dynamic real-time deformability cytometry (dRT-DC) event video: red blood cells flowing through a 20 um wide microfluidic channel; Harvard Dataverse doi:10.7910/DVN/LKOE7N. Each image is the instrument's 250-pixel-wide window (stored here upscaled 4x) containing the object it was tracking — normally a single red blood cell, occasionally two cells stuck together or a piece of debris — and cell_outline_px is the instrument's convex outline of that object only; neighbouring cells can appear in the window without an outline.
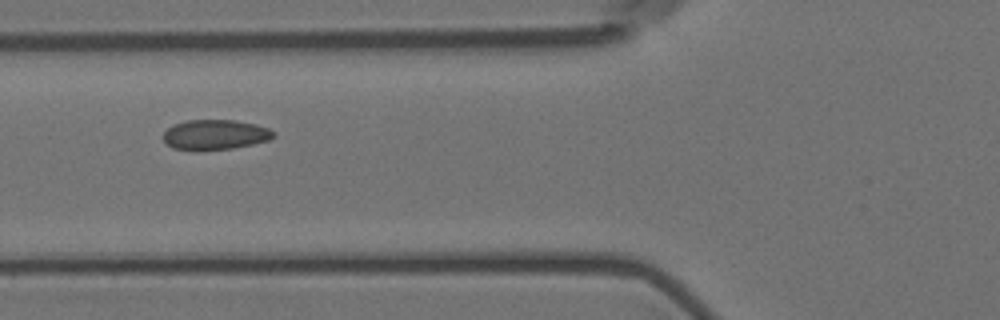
{"species": "Egyptian fruit bat (a non-hibernating species)", "species_latin": "Rousettus aegyptiacus", "temperature_condition": "room temperature", "stored_images_in_passage": 15, "segment_of_instrument_passage": [1, 2], "camera_frame_rate_fps": 3000, "um_per_image_px": 0.085, "animal": {"sex": "female"}, "frame": {"image": 1, "passage_image": 5, "time_ms": 1.333, "image_size_px": [1000, 320], "cell_outline_px": [[276, 136], [268, 140], [252, 144], [232, 148], [172, 148], [164, 140], [164, 132], [172, 124], [188, 120], [232, 120], [256, 124], [268, 128], [276, 132]], "centroid_in_image_um": [18.33, 11.41], "position_along_channel_um": 107.5, "area_um2": 18.73}}
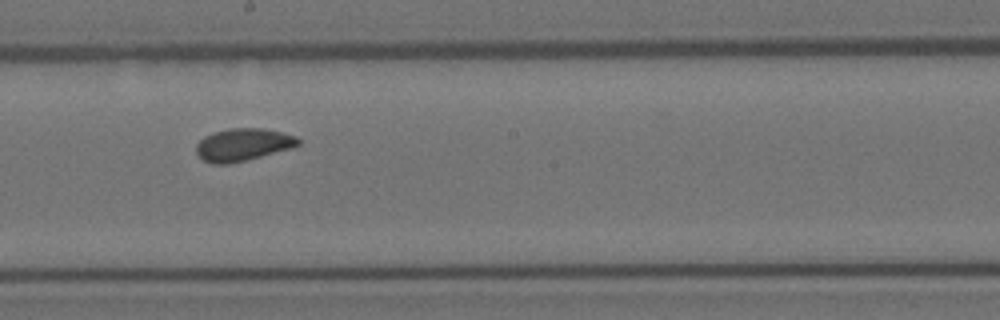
{"frame": {"image": 2, "passage_image": 8, "time_ms": 2.333, "image_size_px": [1000, 320], "cell_outline_px": [[300, 144], [288, 148], [260, 156], [228, 164], [212, 164], [204, 160], [196, 152], [196, 144], [204, 136], [212, 132], [228, 128], [264, 128], [296, 136], [300, 140]], "centroid_in_image_um": [20.6, 12.28], "position_along_channel_um": 227.6, "area_um2": 19.07}}
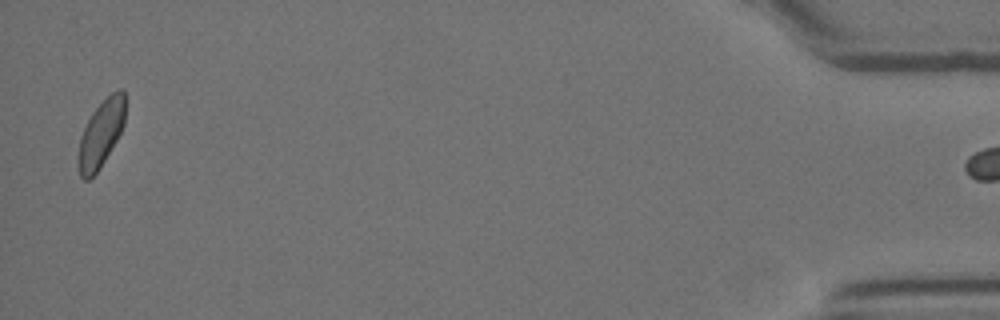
{"frame": {"image": 3, "passage_image": 14, "time_ms": 4.333, "image_size_px": [1000, 320], "cell_outline_px": [[124, 124], [116, 140], [100, 168], [88, 180], [84, 180], [80, 176], [80, 136], [92, 112], [112, 92], [120, 88], [124, 88]], "centroid_in_image_um": [8.61, 11.33], "position_along_channel_um": 426.6, "area_um2": 17.63}}